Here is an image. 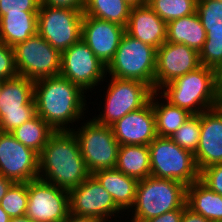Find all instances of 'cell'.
Here are the masks:
<instances>
[{"label":"cell","instance_id":"cell-20","mask_svg":"<svg viewBox=\"0 0 222 222\" xmlns=\"http://www.w3.org/2000/svg\"><path fill=\"white\" fill-rule=\"evenodd\" d=\"M110 127L120 145H149L157 137L152 102L127 113Z\"/></svg>","mask_w":222,"mask_h":222},{"label":"cell","instance_id":"cell-27","mask_svg":"<svg viewBox=\"0 0 222 222\" xmlns=\"http://www.w3.org/2000/svg\"><path fill=\"white\" fill-rule=\"evenodd\" d=\"M157 95L160 94L154 91L150 98L155 115L156 133L157 136L170 138L192 114L166 100L159 102L160 98Z\"/></svg>","mask_w":222,"mask_h":222},{"label":"cell","instance_id":"cell-23","mask_svg":"<svg viewBox=\"0 0 222 222\" xmlns=\"http://www.w3.org/2000/svg\"><path fill=\"white\" fill-rule=\"evenodd\" d=\"M206 35L196 12L167 23V42L185 44L198 53L203 48Z\"/></svg>","mask_w":222,"mask_h":222},{"label":"cell","instance_id":"cell-21","mask_svg":"<svg viewBox=\"0 0 222 222\" xmlns=\"http://www.w3.org/2000/svg\"><path fill=\"white\" fill-rule=\"evenodd\" d=\"M125 32L158 49L167 40V23L146 3L131 8Z\"/></svg>","mask_w":222,"mask_h":222},{"label":"cell","instance_id":"cell-43","mask_svg":"<svg viewBox=\"0 0 222 222\" xmlns=\"http://www.w3.org/2000/svg\"><path fill=\"white\" fill-rule=\"evenodd\" d=\"M10 222H33V221L29 217L23 216V217L11 218Z\"/></svg>","mask_w":222,"mask_h":222},{"label":"cell","instance_id":"cell-11","mask_svg":"<svg viewBox=\"0 0 222 222\" xmlns=\"http://www.w3.org/2000/svg\"><path fill=\"white\" fill-rule=\"evenodd\" d=\"M105 99V107L93 119L99 124L111 126L127 113L144 107L154 92L147 84L129 79L111 77Z\"/></svg>","mask_w":222,"mask_h":222},{"label":"cell","instance_id":"cell-10","mask_svg":"<svg viewBox=\"0 0 222 222\" xmlns=\"http://www.w3.org/2000/svg\"><path fill=\"white\" fill-rule=\"evenodd\" d=\"M18 75L36 81L59 76L61 53L38 33L13 47Z\"/></svg>","mask_w":222,"mask_h":222},{"label":"cell","instance_id":"cell-1","mask_svg":"<svg viewBox=\"0 0 222 222\" xmlns=\"http://www.w3.org/2000/svg\"><path fill=\"white\" fill-rule=\"evenodd\" d=\"M90 175L72 130L54 131L39 153L38 178L69 192Z\"/></svg>","mask_w":222,"mask_h":222},{"label":"cell","instance_id":"cell-18","mask_svg":"<svg viewBox=\"0 0 222 222\" xmlns=\"http://www.w3.org/2000/svg\"><path fill=\"white\" fill-rule=\"evenodd\" d=\"M124 33L125 27L117 23L88 15L83 17L81 40L106 67L113 60Z\"/></svg>","mask_w":222,"mask_h":222},{"label":"cell","instance_id":"cell-24","mask_svg":"<svg viewBox=\"0 0 222 222\" xmlns=\"http://www.w3.org/2000/svg\"><path fill=\"white\" fill-rule=\"evenodd\" d=\"M38 13H9L0 18V41L10 47L37 34Z\"/></svg>","mask_w":222,"mask_h":222},{"label":"cell","instance_id":"cell-6","mask_svg":"<svg viewBox=\"0 0 222 222\" xmlns=\"http://www.w3.org/2000/svg\"><path fill=\"white\" fill-rule=\"evenodd\" d=\"M151 176L173 179L189 186L199 180L194 154L171 138L157 136L149 145Z\"/></svg>","mask_w":222,"mask_h":222},{"label":"cell","instance_id":"cell-5","mask_svg":"<svg viewBox=\"0 0 222 222\" xmlns=\"http://www.w3.org/2000/svg\"><path fill=\"white\" fill-rule=\"evenodd\" d=\"M156 52L153 46L125 32L113 60L107 66L108 76L137 80L155 91Z\"/></svg>","mask_w":222,"mask_h":222},{"label":"cell","instance_id":"cell-42","mask_svg":"<svg viewBox=\"0 0 222 222\" xmlns=\"http://www.w3.org/2000/svg\"><path fill=\"white\" fill-rule=\"evenodd\" d=\"M10 216L0 206V222H10Z\"/></svg>","mask_w":222,"mask_h":222},{"label":"cell","instance_id":"cell-4","mask_svg":"<svg viewBox=\"0 0 222 222\" xmlns=\"http://www.w3.org/2000/svg\"><path fill=\"white\" fill-rule=\"evenodd\" d=\"M186 186L173 179L148 176L138 180L131 222H142L166 212L184 209Z\"/></svg>","mask_w":222,"mask_h":222},{"label":"cell","instance_id":"cell-7","mask_svg":"<svg viewBox=\"0 0 222 222\" xmlns=\"http://www.w3.org/2000/svg\"><path fill=\"white\" fill-rule=\"evenodd\" d=\"M36 115L33 80L17 75L0 81L1 132H12Z\"/></svg>","mask_w":222,"mask_h":222},{"label":"cell","instance_id":"cell-2","mask_svg":"<svg viewBox=\"0 0 222 222\" xmlns=\"http://www.w3.org/2000/svg\"><path fill=\"white\" fill-rule=\"evenodd\" d=\"M84 93L87 94L60 75L38 79L34 81L36 114L54 131L72 130L68 124L78 122L79 118L82 120V115L86 113Z\"/></svg>","mask_w":222,"mask_h":222},{"label":"cell","instance_id":"cell-34","mask_svg":"<svg viewBox=\"0 0 222 222\" xmlns=\"http://www.w3.org/2000/svg\"><path fill=\"white\" fill-rule=\"evenodd\" d=\"M14 50L0 41V81L17 76Z\"/></svg>","mask_w":222,"mask_h":222},{"label":"cell","instance_id":"cell-40","mask_svg":"<svg viewBox=\"0 0 222 222\" xmlns=\"http://www.w3.org/2000/svg\"><path fill=\"white\" fill-rule=\"evenodd\" d=\"M13 184V181L0 174V201Z\"/></svg>","mask_w":222,"mask_h":222},{"label":"cell","instance_id":"cell-17","mask_svg":"<svg viewBox=\"0 0 222 222\" xmlns=\"http://www.w3.org/2000/svg\"><path fill=\"white\" fill-rule=\"evenodd\" d=\"M199 53L186 46L165 42L156 52L155 91L200 67Z\"/></svg>","mask_w":222,"mask_h":222},{"label":"cell","instance_id":"cell-16","mask_svg":"<svg viewBox=\"0 0 222 222\" xmlns=\"http://www.w3.org/2000/svg\"><path fill=\"white\" fill-rule=\"evenodd\" d=\"M196 13L207 33L199 52L200 64L213 68L222 75V2L197 0Z\"/></svg>","mask_w":222,"mask_h":222},{"label":"cell","instance_id":"cell-38","mask_svg":"<svg viewBox=\"0 0 222 222\" xmlns=\"http://www.w3.org/2000/svg\"><path fill=\"white\" fill-rule=\"evenodd\" d=\"M181 222H211V221L208 220L207 218H204L199 213L194 212L186 204L183 210V216L181 218Z\"/></svg>","mask_w":222,"mask_h":222},{"label":"cell","instance_id":"cell-26","mask_svg":"<svg viewBox=\"0 0 222 222\" xmlns=\"http://www.w3.org/2000/svg\"><path fill=\"white\" fill-rule=\"evenodd\" d=\"M115 168L137 180L151 176L149 146L120 145Z\"/></svg>","mask_w":222,"mask_h":222},{"label":"cell","instance_id":"cell-3","mask_svg":"<svg viewBox=\"0 0 222 222\" xmlns=\"http://www.w3.org/2000/svg\"><path fill=\"white\" fill-rule=\"evenodd\" d=\"M158 93L170 104L198 115L222 104V75L201 65L165 84Z\"/></svg>","mask_w":222,"mask_h":222},{"label":"cell","instance_id":"cell-19","mask_svg":"<svg viewBox=\"0 0 222 222\" xmlns=\"http://www.w3.org/2000/svg\"><path fill=\"white\" fill-rule=\"evenodd\" d=\"M194 158L199 172L222 164V104L200 114V139Z\"/></svg>","mask_w":222,"mask_h":222},{"label":"cell","instance_id":"cell-29","mask_svg":"<svg viewBox=\"0 0 222 222\" xmlns=\"http://www.w3.org/2000/svg\"><path fill=\"white\" fill-rule=\"evenodd\" d=\"M53 132V128L40 116L36 115L10 133L24 146L33 149L39 154Z\"/></svg>","mask_w":222,"mask_h":222},{"label":"cell","instance_id":"cell-35","mask_svg":"<svg viewBox=\"0 0 222 222\" xmlns=\"http://www.w3.org/2000/svg\"><path fill=\"white\" fill-rule=\"evenodd\" d=\"M199 180L222 196V164H214L202 169L199 173Z\"/></svg>","mask_w":222,"mask_h":222},{"label":"cell","instance_id":"cell-32","mask_svg":"<svg viewBox=\"0 0 222 222\" xmlns=\"http://www.w3.org/2000/svg\"><path fill=\"white\" fill-rule=\"evenodd\" d=\"M170 138L182 149L195 154L200 139V114L191 115Z\"/></svg>","mask_w":222,"mask_h":222},{"label":"cell","instance_id":"cell-36","mask_svg":"<svg viewBox=\"0 0 222 222\" xmlns=\"http://www.w3.org/2000/svg\"><path fill=\"white\" fill-rule=\"evenodd\" d=\"M41 4L52 7L84 10L87 0H40Z\"/></svg>","mask_w":222,"mask_h":222},{"label":"cell","instance_id":"cell-14","mask_svg":"<svg viewBox=\"0 0 222 222\" xmlns=\"http://www.w3.org/2000/svg\"><path fill=\"white\" fill-rule=\"evenodd\" d=\"M123 212L112 196L91 174L78 187L69 191V213L110 222L109 218L118 217ZM117 214V216H116Z\"/></svg>","mask_w":222,"mask_h":222},{"label":"cell","instance_id":"cell-31","mask_svg":"<svg viewBox=\"0 0 222 222\" xmlns=\"http://www.w3.org/2000/svg\"><path fill=\"white\" fill-rule=\"evenodd\" d=\"M27 202V183H14L1 199L0 206L10 218H17L25 216Z\"/></svg>","mask_w":222,"mask_h":222},{"label":"cell","instance_id":"cell-15","mask_svg":"<svg viewBox=\"0 0 222 222\" xmlns=\"http://www.w3.org/2000/svg\"><path fill=\"white\" fill-rule=\"evenodd\" d=\"M0 174L14 183L39 176V154L24 146L10 132L0 131Z\"/></svg>","mask_w":222,"mask_h":222},{"label":"cell","instance_id":"cell-12","mask_svg":"<svg viewBox=\"0 0 222 222\" xmlns=\"http://www.w3.org/2000/svg\"><path fill=\"white\" fill-rule=\"evenodd\" d=\"M107 74V67L81 39L61 53L60 76L85 92L92 91L91 88L104 81Z\"/></svg>","mask_w":222,"mask_h":222},{"label":"cell","instance_id":"cell-22","mask_svg":"<svg viewBox=\"0 0 222 222\" xmlns=\"http://www.w3.org/2000/svg\"><path fill=\"white\" fill-rule=\"evenodd\" d=\"M92 175L112 196L115 204L123 212L131 209L135 201L137 179L125 175L116 168L99 170Z\"/></svg>","mask_w":222,"mask_h":222},{"label":"cell","instance_id":"cell-25","mask_svg":"<svg viewBox=\"0 0 222 222\" xmlns=\"http://www.w3.org/2000/svg\"><path fill=\"white\" fill-rule=\"evenodd\" d=\"M186 204L211 222H222V196L200 180L186 186Z\"/></svg>","mask_w":222,"mask_h":222},{"label":"cell","instance_id":"cell-33","mask_svg":"<svg viewBox=\"0 0 222 222\" xmlns=\"http://www.w3.org/2000/svg\"><path fill=\"white\" fill-rule=\"evenodd\" d=\"M40 0H0V18L9 13H38Z\"/></svg>","mask_w":222,"mask_h":222},{"label":"cell","instance_id":"cell-39","mask_svg":"<svg viewBox=\"0 0 222 222\" xmlns=\"http://www.w3.org/2000/svg\"><path fill=\"white\" fill-rule=\"evenodd\" d=\"M64 222H103V221L92 217L77 216L69 213L67 219Z\"/></svg>","mask_w":222,"mask_h":222},{"label":"cell","instance_id":"cell-28","mask_svg":"<svg viewBox=\"0 0 222 222\" xmlns=\"http://www.w3.org/2000/svg\"><path fill=\"white\" fill-rule=\"evenodd\" d=\"M131 8L125 0H87L83 14L126 27Z\"/></svg>","mask_w":222,"mask_h":222},{"label":"cell","instance_id":"cell-9","mask_svg":"<svg viewBox=\"0 0 222 222\" xmlns=\"http://www.w3.org/2000/svg\"><path fill=\"white\" fill-rule=\"evenodd\" d=\"M82 10L40 4L37 33L60 53L81 39Z\"/></svg>","mask_w":222,"mask_h":222},{"label":"cell","instance_id":"cell-30","mask_svg":"<svg viewBox=\"0 0 222 222\" xmlns=\"http://www.w3.org/2000/svg\"><path fill=\"white\" fill-rule=\"evenodd\" d=\"M148 5L166 23L196 12L197 0H147Z\"/></svg>","mask_w":222,"mask_h":222},{"label":"cell","instance_id":"cell-41","mask_svg":"<svg viewBox=\"0 0 222 222\" xmlns=\"http://www.w3.org/2000/svg\"><path fill=\"white\" fill-rule=\"evenodd\" d=\"M130 7L142 6L147 3V0H125Z\"/></svg>","mask_w":222,"mask_h":222},{"label":"cell","instance_id":"cell-37","mask_svg":"<svg viewBox=\"0 0 222 222\" xmlns=\"http://www.w3.org/2000/svg\"><path fill=\"white\" fill-rule=\"evenodd\" d=\"M184 209H176L142 222H181Z\"/></svg>","mask_w":222,"mask_h":222},{"label":"cell","instance_id":"cell-13","mask_svg":"<svg viewBox=\"0 0 222 222\" xmlns=\"http://www.w3.org/2000/svg\"><path fill=\"white\" fill-rule=\"evenodd\" d=\"M25 216L33 222H64L69 214V192L40 178L27 182Z\"/></svg>","mask_w":222,"mask_h":222},{"label":"cell","instance_id":"cell-8","mask_svg":"<svg viewBox=\"0 0 222 222\" xmlns=\"http://www.w3.org/2000/svg\"><path fill=\"white\" fill-rule=\"evenodd\" d=\"M83 124L77 131L72 129V132L79 142L80 152L90 173L115 168L120 144L112 128L99 124L93 118Z\"/></svg>","mask_w":222,"mask_h":222}]
</instances>
